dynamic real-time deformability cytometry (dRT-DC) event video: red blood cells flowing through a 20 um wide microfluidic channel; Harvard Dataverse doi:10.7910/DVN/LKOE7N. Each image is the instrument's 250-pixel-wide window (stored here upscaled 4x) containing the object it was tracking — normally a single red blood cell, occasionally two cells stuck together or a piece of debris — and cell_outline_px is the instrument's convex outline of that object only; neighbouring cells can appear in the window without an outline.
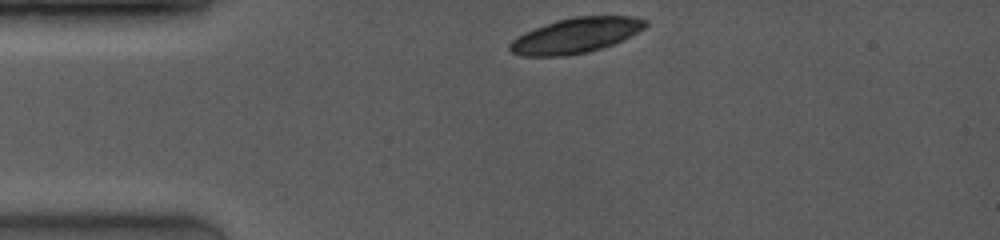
{"species": "common noctule bat (a hibernating species)", "species_latin": "Nyctalus noctula", "temperature_condition": "room temperature", "stored_images_in_passage": 2, "camera_frame_rate_fps": 4000, "um_per_image_px": 0.085, "animal": {"sex": "female", "body_mass_g": 19.0, "forearm_length_mm": 53.3}, "frame": {"image": 1, "passage_image": 1, "time_ms": 0.0, "image_size_px": [1000, 240], "cell_outline_px": [[648, 24], [644, 28], [624, 40], [588, 52], [564, 56], [520, 56], [512, 52], [508, 48], [508, 44], [516, 36], [524, 32], [556, 20], [572, 16], [632, 16], [648, 20]], "centroid_in_image_um": [48.93, 3.01], "position_along_channel_um": 36.1, "area_um2": 27.98}}